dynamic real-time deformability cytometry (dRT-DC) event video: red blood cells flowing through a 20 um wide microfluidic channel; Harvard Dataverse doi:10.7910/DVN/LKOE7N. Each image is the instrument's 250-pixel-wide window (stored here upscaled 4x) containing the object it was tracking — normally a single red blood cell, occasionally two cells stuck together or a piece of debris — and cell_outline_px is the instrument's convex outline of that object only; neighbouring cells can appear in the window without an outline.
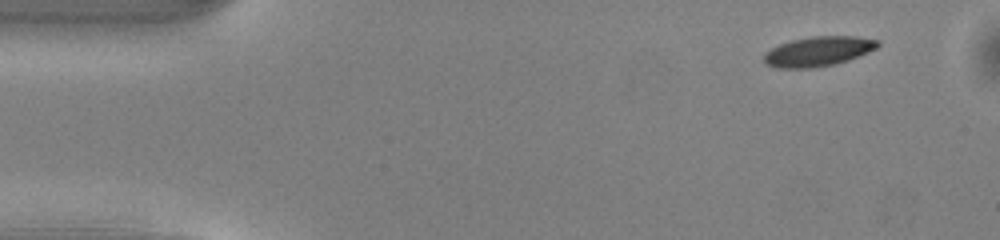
{"species": "common noctule bat (a hibernating species)", "species_latin": "Nyctalus noctula", "temperature_condition": "warm", "stored_images_in_passage": 47, "camera_frame_rate_fps": 3000, "um_per_image_px": 0.085, "animal": {"sex": "male", "body_mass_g": 13.0, "forearm_length_mm": 53.1}, "frame": {"image": 1, "passage_image": 1, "time_ms": 0.0, "image_size_px": [1000, 240], "cell_outline_px": [[880, 44], [876, 48], [868, 52], [848, 60], [836, 64], [812, 68], [776, 68], [768, 64], [764, 60], [764, 56], [772, 48], [780, 44], [792, 40], [812, 36], [856, 36], [880, 40]], "centroid_in_image_um": [69.59, 4.36], "position_along_channel_um": 15.4, "area_um2": 19.59}}
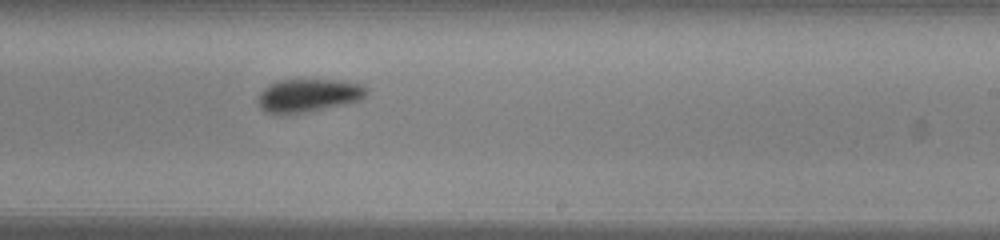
{"frame": {"image": 2, "passage_image": 27, "time_ms": 8.667, "image_size_px": [1000, 240], "cell_outline_px": [[368, 92], [360, 100], [344, 104], [304, 112], [272, 116], [264, 112], [260, 108], [260, 92], [268, 84], [280, 80], [336, 80], [360, 84], [368, 88]], "centroid_in_image_um": [26.17, 8.12], "position_along_channel_um": 262.8, "area_um2": 20.92}}
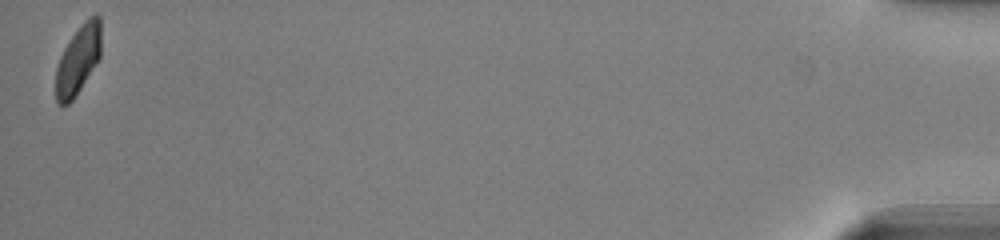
{"frame": {"image": 3, "passage_image": 47, "time_ms": 15.333, "image_size_px": [1000, 240], "cell_outline_px": [[100, 56], [76, 96], [68, 104], [56, 104], [56, 68], [60, 56], [64, 48], [72, 36], [84, 20], [88, 16], [96, 12], [100, 16]], "centroid_in_image_um": [6.64, 5.06], "position_along_channel_um": 428.6, "area_um2": 18.09}, "authors_computed_cell_mechanics": {"area_um2": 20.5768, "velocity_mm_per_s": 4.0156, "shape_relaxation_time_tau1_ms": 1.9739, "shape_relaxation_time_tau2_ms": 4.688, "deformation_change_tau1": 0.093, "deformation_change_tau2": 0.084}}